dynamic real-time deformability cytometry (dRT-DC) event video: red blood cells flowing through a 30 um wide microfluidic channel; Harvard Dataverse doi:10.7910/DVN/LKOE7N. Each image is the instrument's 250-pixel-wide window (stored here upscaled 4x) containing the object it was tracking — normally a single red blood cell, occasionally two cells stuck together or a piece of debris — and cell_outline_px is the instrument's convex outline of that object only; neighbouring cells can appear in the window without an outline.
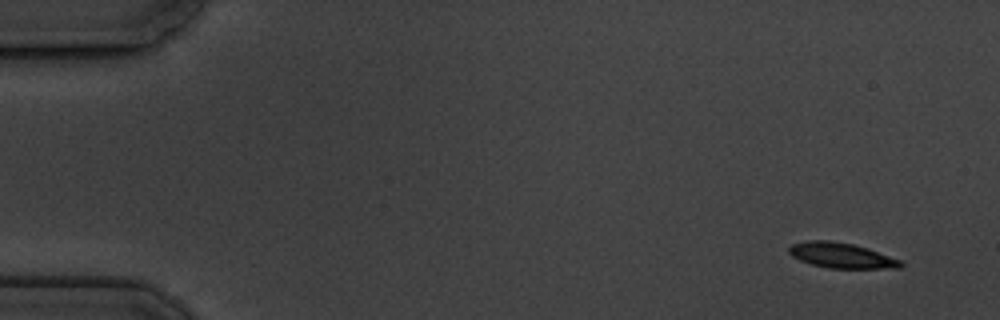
{"species": "common noctule bat (a hibernating species)", "species_latin": "Nyctalus noctula", "temperature_condition": "cold", "stored_images_in_passage": 4, "camera_frame_rate_fps": 3000, "um_per_image_px": 0.085, "animal": {"sex": "male", "body_mass_g": 19.5, "forearm_length_mm": 54.6}, "frame": {"image": 1, "passage_image": 1, "time_ms": 0.0, "image_size_px": [1000, 320], "cell_outline_px": [[904, 264], [900, 268], [828, 268], [812, 264], [800, 260], [792, 256], [788, 252], [788, 248], [792, 244], [808, 240], [832, 240], [852, 244], [868, 248], [900, 260]], "centroid_in_image_um": [71.5, 21.7], "position_along_channel_um": 13.5, "area_um2": 16.42}}
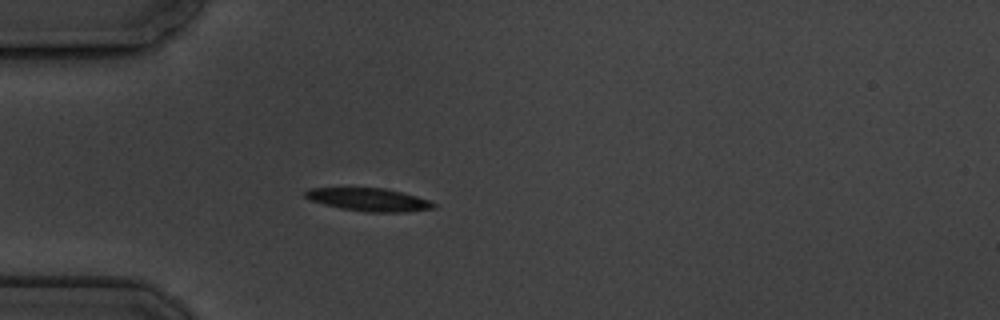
{"frame": {"image": 2, "passage_image": 4, "time_ms": 4.333, "image_size_px": [1000, 320], "cell_outline_px": [[436, 208], [404, 212], [368, 212], [340, 208], [324, 204], [312, 200], [304, 196], [304, 192], [308, 188], [384, 188], [416, 196], [428, 200], [436, 204]], "centroid_in_image_um": [31.35, 16.97], "position_along_channel_um": 53.6, "area_um2": 16.99}}